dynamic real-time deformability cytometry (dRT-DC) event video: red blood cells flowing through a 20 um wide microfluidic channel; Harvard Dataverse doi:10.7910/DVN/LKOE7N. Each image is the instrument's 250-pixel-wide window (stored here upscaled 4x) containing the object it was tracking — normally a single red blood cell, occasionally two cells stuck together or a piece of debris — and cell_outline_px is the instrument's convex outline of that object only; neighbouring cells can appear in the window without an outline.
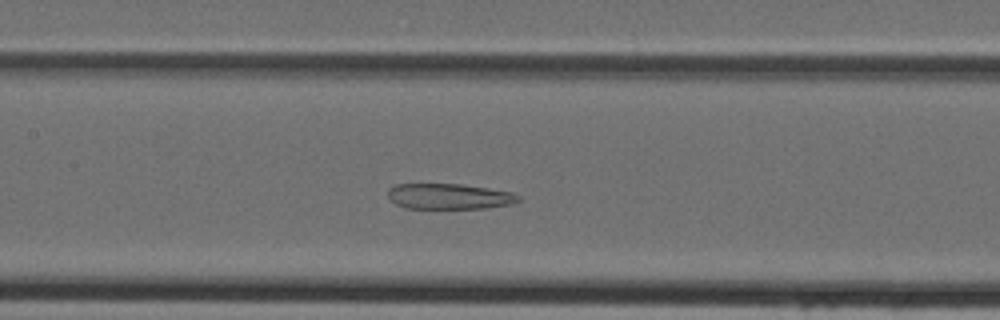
{"species": "Egyptian fruit bat (a non-hibernating species)", "species_latin": "Rousettus aegyptiacus", "temperature_condition": "cold", "stored_images_in_passage": 41, "camera_frame_rate_fps": 3000, "um_per_image_px": 0.085, "animal": {"sex": "female"}, "frame": {"image": 1, "passage_image": 17, "time_ms": 5.333, "image_size_px": [1000, 320], "cell_outline_px": [[520, 200], [512, 204], [488, 208], [404, 208], [388, 200], [388, 188], [396, 184], [460, 184], [512, 192], [520, 196]], "centroid_in_image_um": [38.15, 16.7], "position_along_channel_um": 169.2, "area_um2": 19.54}}
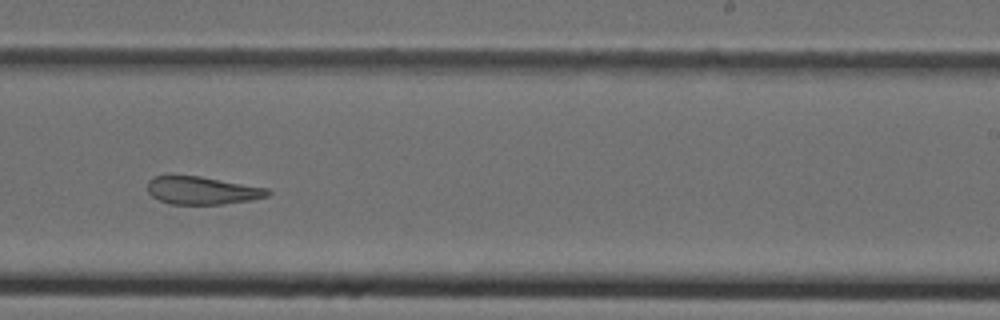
{"frame": {"image": 2, "passage_image": 24, "time_ms": 7.667, "image_size_px": [1000, 320], "cell_outline_px": [[272, 192], [268, 196], [252, 200], [224, 204], [168, 204], [152, 196], [148, 192], [148, 180], [152, 176], [200, 176], [268, 188]], "centroid_in_image_um": [17.2, 16.19], "position_along_channel_um": 271.8, "area_um2": 19.54}}
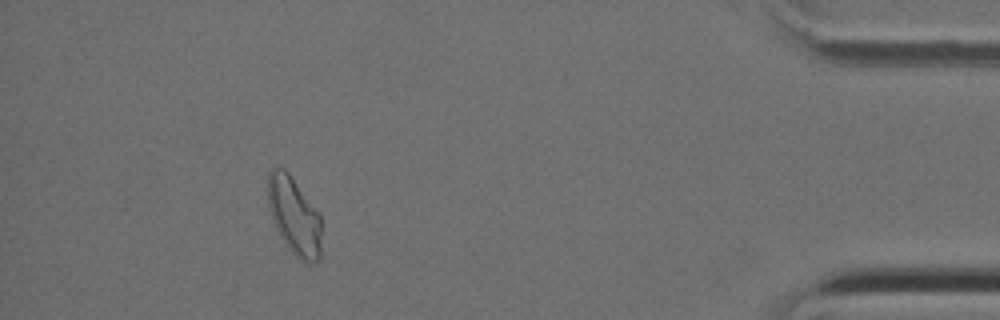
{"frame": {"image": 3, "passage_image": 37, "time_ms": 12.0, "image_size_px": [1000, 320], "cell_outline_px": [[320, 260], [312, 264], [304, 264], [288, 248], [280, 236], [276, 228], [268, 204], [268, 172], [272, 168], [284, 168], [288, 172], [320, 216]], "centroid_in_image_um": [25.0, 18.4], "position_along_channel_um": 410.2, "area_um2": 23.93}}